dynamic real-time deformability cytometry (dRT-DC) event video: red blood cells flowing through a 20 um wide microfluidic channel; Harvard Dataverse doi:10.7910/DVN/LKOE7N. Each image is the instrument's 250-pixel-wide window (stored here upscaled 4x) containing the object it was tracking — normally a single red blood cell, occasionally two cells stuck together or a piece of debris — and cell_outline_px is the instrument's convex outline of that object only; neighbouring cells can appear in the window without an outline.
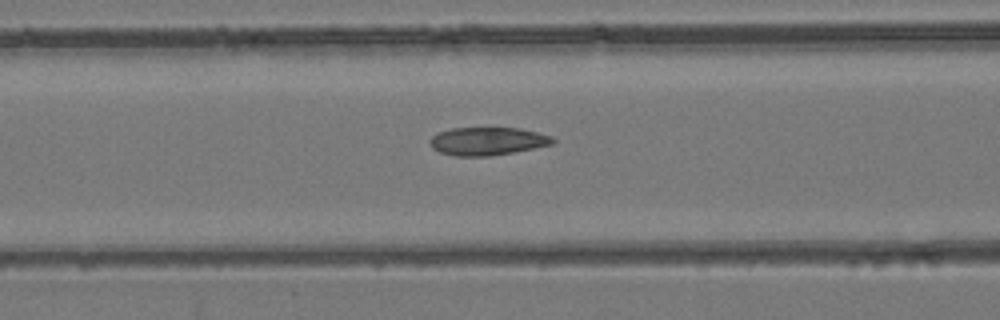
{"species": "common noctule bat (a hibernating species)", "species_latin": "Nyctalus noctula", "temperature_condition": "room temperature", "stored_images_in_passage": 35, "camera_frame_rate_fps": 3000, "um_per_image_px": 0.085, "animal": {"sex": "female", "body_mass_g": 24.6, "forearm_length_mm": 56.2}, "frame": {"image": 1, "passage_image": 8, "time_ms": 2.333, "image_size_px": [1000, 320], "cell_outline_px": [[556, 140], [552, 144], [512, 152], [488, 156], [456, 156], [440, 152], [432, 148], [428, 140], [436, 132], [452, 128], [520, 128], [552, 136]], "centroid_in_image_um": [41.39, 11.99], "position_along_channel_um": 125.2, "area_um2": 20.0}}
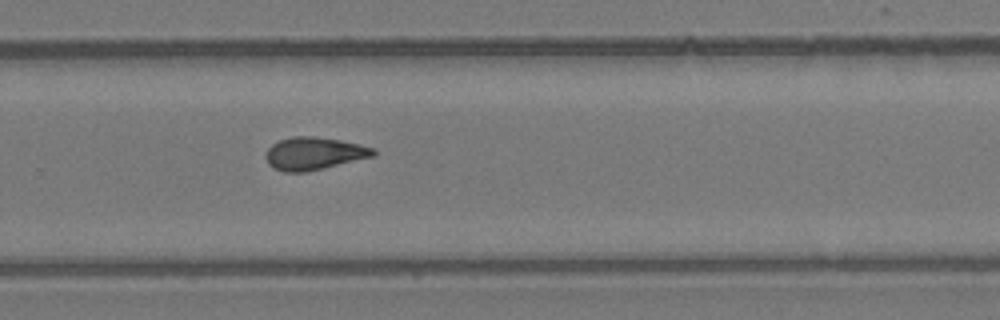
{"frame": {"image": 2, "passage_image": 20, "time_ms": 6.333, "image_size_px": [1000, 320], "cell_outline_px": [[376, 156], [308, 172], [284, 172], [272, 168], [268, 164], [264, 156], [268, 148], [272, 144], [280, 140], [292, 136], [312, 136], [340, 140], [360, 144], [376, 148]], "centroid_in_image_um": [26.7, 13.06], "position_along_channel_um": 303.1, "area_um2": 20.81}}
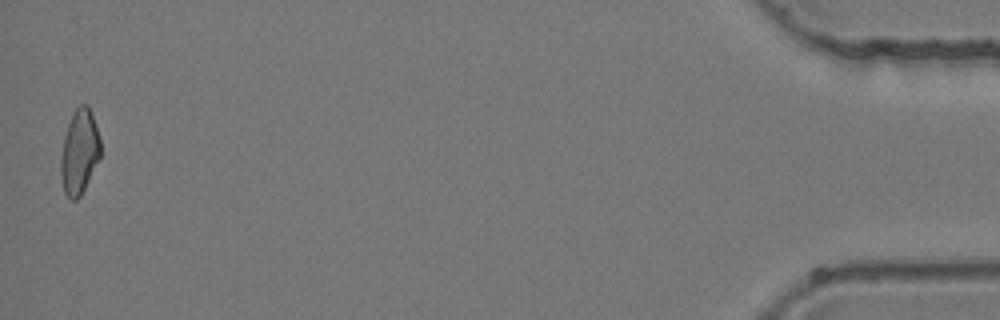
{"frame": {"image": 3, "passage_image": 35, "time_ms": 11.333, "image_size_px": [1000, 320], "cell_outline_px": [[100, 160], [80, 196], [76, 200], [72, 200], [64, 192], [60, 176], [60, 160], [64, 136], [68, 124], [76, 108], [80, 104], [88, 104], [96, 124], [100, 140]], "centroid_in_image_um": [6.75, 12.92], "position_along_channel_um": 428.4, "area_um2": 19.65}}